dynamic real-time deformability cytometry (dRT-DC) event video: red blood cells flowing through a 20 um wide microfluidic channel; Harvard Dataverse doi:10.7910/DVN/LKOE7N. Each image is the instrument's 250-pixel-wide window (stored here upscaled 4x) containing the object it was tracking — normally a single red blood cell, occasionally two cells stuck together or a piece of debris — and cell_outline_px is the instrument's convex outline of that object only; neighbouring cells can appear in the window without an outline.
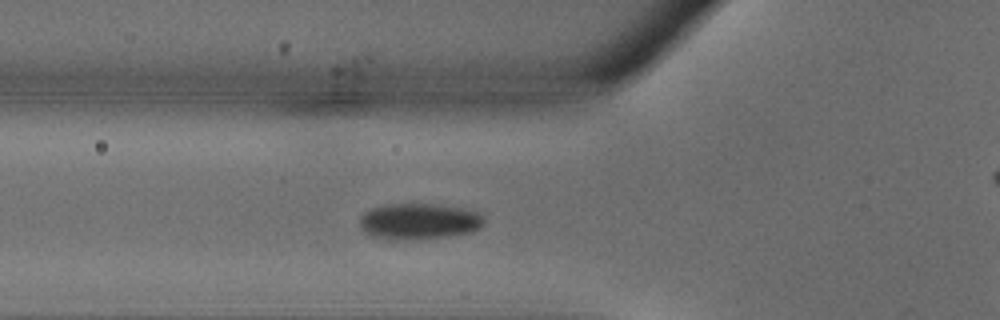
{"species": "common noctule bat (a hibernating species)", "species_latin": "Nyctalus noctula", "temperature_condition": "warm", "stored_images_in_passage": 25, "camera_frame_rate_fps": 3000, "um_per_image_px": 0.085, "animal": {"sex": "male", "body_mass_g": 18.8}, "frame": {"image": 1, "passage_image": 4, "time_ms": 1.0, "image_size_px": [1000, 320], "cell_outline_px": [[484, 224], [480, 228], [472, 232], [448, 236], [372, 236], [364, 232], [360, 228], [360, 216], [364, 212], [372, 208], [388, 204], [432, 204], [464, 208], [480, 212], [484, 216]], "centroid_in_image_um": [35.69, 18.74], "position_along_channel_um": 90.1, "area_um2": 25.09}}
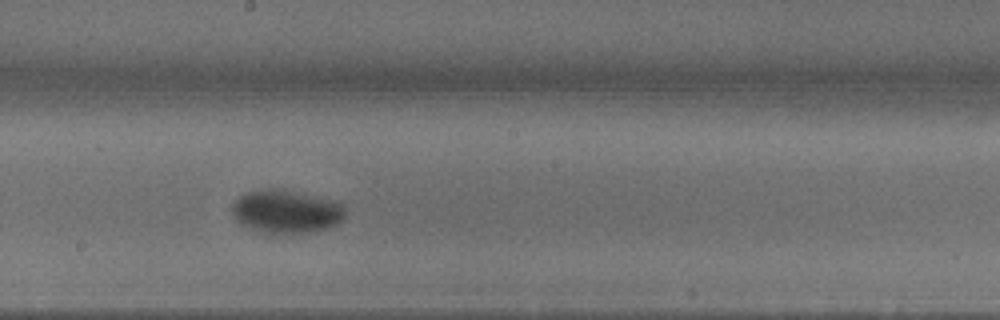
{"frame": {"image": 2, "passage_image": 11, "time_ms": 3.333, "image_size_px": [1000, 320], "cell_outline_px": [[344, 216], [336, 224], [324, 228], [308, 232], [284, 236], [252, 228], [240, 224], [232, 212], [232, 204], [240, 196], [248, 192], [268, 188], [308, 196], [340, 204], [344, 208]], "centroid_in_image_um": [24.25, 18.03], "position_along_channel_um": 223.9, "area_um2": 27.4}}
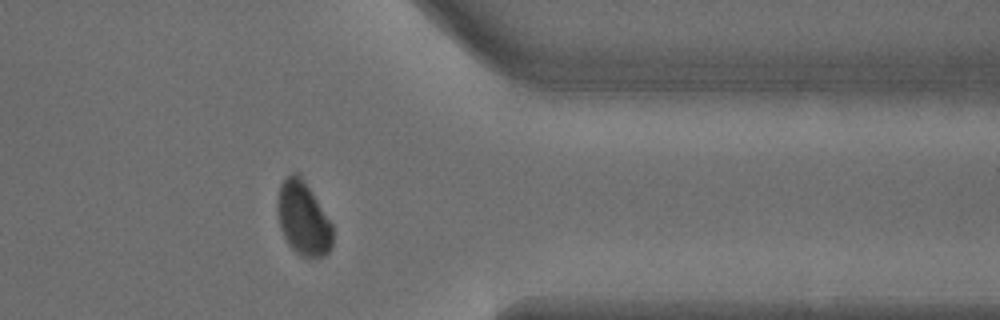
{"frame": {"image": 3, "passage_image": 20, "time_ms": 6.333, "image_size_px": [1000, 320], "cell_outline_px": [[332, 248], [324, 256], [304, 256], [296, 252], [288, 244], [280, 228], [276, 208], [280, 184], [292, 172], [296, 172], [300, 176], [332, 224]], "centroid_in_image_um": [25.75, 18.59], "position_along_channel_um": 385.7, "area_um2": 23.18}}